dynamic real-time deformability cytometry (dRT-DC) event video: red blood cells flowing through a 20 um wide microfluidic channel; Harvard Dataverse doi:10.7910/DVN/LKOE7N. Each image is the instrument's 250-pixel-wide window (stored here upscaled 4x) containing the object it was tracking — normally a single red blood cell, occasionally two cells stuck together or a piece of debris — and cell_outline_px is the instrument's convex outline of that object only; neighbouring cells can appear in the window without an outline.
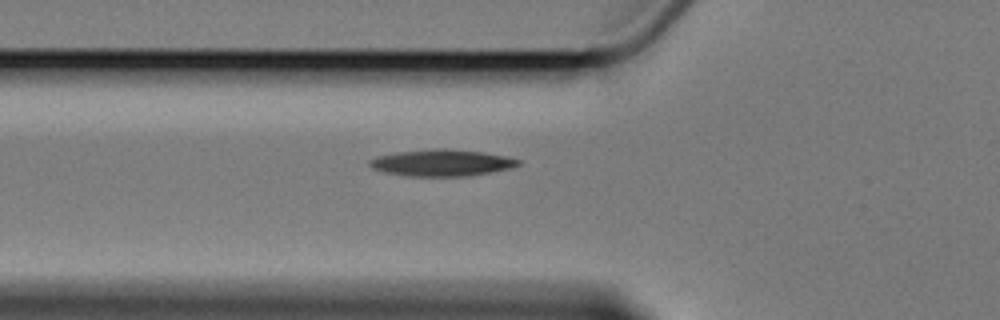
{"species": "Egyptian fruit bat (a non-hibernating species)", "species_latin": "Rousettus aegyptiacus", "temperature_condition": "cold", "stored_images_in_passage": 8, "segment_of_instrument_passage": [2, 2], "camera_frame_rate_fps": 3000, "um_per_image_px": 0.085, "animal": {"sex": "female"}, "frame": {"image": 1, "passage_image": 8, "time_ms": 9.0, "image_size_px": [1000, 320], "cell_outline_px": [[520, 164], [512, 168], [468, 176], [408, 176], [384, 172], [372, 168], [368, 164], [368, 160], [376, 156], [396, 152], [432, 148], [444, 148], [484, 152], [504, 156], [520, 160]], "centroid_in_image_um": [37.51, 13.83], "position_along_channel_um": 88.3, "area_um2": 23.18}}